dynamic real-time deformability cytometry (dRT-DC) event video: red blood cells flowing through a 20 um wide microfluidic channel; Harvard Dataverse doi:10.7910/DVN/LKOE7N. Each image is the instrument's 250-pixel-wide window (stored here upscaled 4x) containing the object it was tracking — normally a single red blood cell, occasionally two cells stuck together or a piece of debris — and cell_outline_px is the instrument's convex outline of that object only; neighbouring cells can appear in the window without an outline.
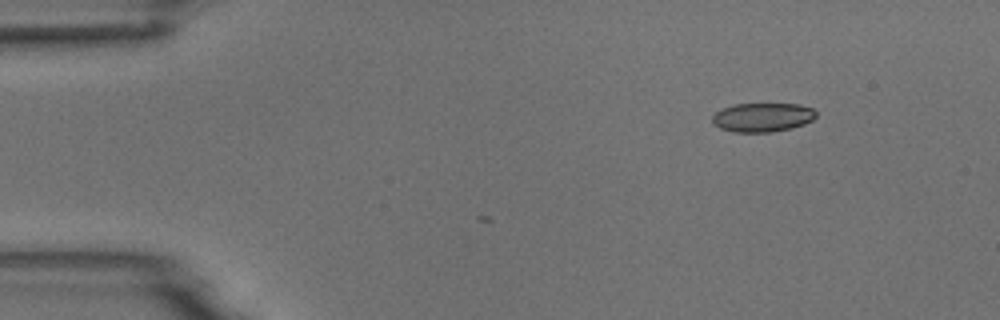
{"species": "common noctule bat (a hibernating species)", "species_latin": "Nyctalus noctula", "temperature_condition": "room temperature", "stored_images_in_passage": 4, "camera_frame_rate_fps": 3000, "um_per_image_px": 0.085, "animal": {"sex": "male", "body_mass_g": 18.8}, "frame": {"image": 1, "passage_image": 4, "time_ms": 1.0, "image_size_px": [1000, 320], "cell_outline_px": [[816, 116], [812, 120], [804, 124], [792, 128], [772, 132], [732, 132], [720, 128], [712, 124], [712, 116], [716, 112], [724, 108], [736, 104], [800, 104], [812, 108], [816, 112]], "centroid_in_image_um": [64.81, 9.98], "position_along_channel_um": 20.2, "area_um2": 17.57}}